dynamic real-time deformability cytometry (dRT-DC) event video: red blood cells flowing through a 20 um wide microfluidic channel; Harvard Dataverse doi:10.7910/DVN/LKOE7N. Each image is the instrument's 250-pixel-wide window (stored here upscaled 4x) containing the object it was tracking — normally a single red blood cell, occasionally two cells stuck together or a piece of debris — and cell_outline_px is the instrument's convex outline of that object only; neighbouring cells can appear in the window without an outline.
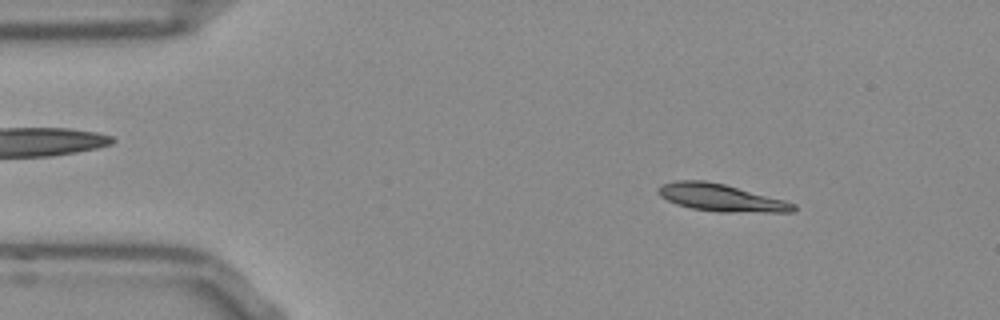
{"species": "Egyptian fruit bat (a non-hibernating species)", "species_latin": "Rousettus aegyptiacus", "temperature_condition": "room temperature", "stored_images_in_passage": 51, "camera_frame_rate_fps": 3000, "um_per_image_px": 0.085, "frame": {"image": 1, "passage_image": 6, "time_ms": 1.667, "image_size_px": [1000, 320], "cell_outline_px": [[796, 212], [716, 212], [692, 208], [676, 204], [660, 196], [656, 192], [656, 188], [664, 184], [676, 180], [704, 180], [724, 184], [784, 200], [796, 204]], "centroid_in_image_um": [61.27, 16.81], "position_along_channel_um": 23.7, "area_um2": 21.5}}
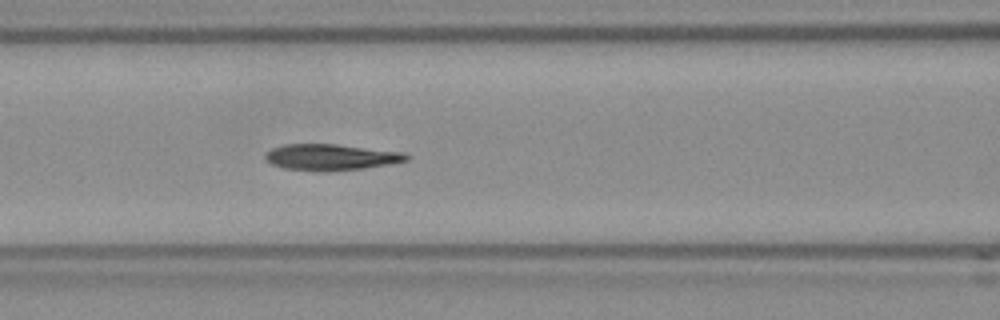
{"frame": {"image": 2, "passage_image": 20, "time_ms": 6.333, "image_size_px": [1000, 320], "cell_outline_px": [[408, 160], [388, 164], [364, 168], [328, 172], [316, 172], [284, 168], [272, 164], [264, 156], [272, 148], [284, 144], [336, 144], [404, 152], [408, 156]], "centroid_in_image_um": [28.12, 13.37], "position_along_channel_um": 138.5, "area_um2": 21.56}}
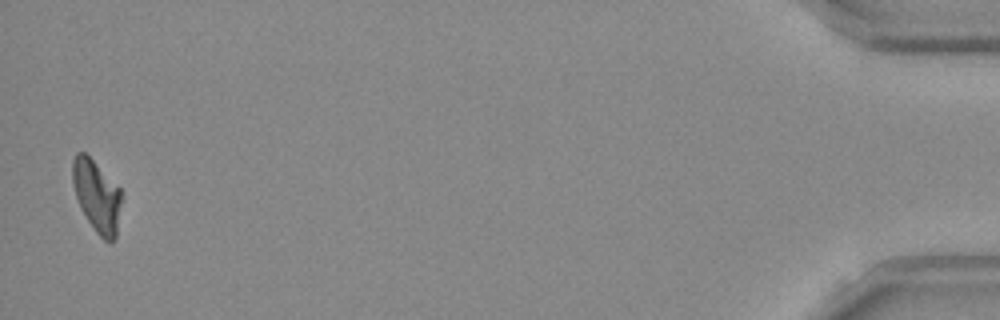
{"frame": {"image": 3, "passage_image": 50, "time_ms": 16.333, "image_size_px": [1000, 320], "cell_outline_px": [[120, 204], [116, 236], [112, 240], [104, 240], [96, 232], [80, 208], [72, 184], [72, 160], [76, 152], [84, 152], [120, 188]], "centroid_in_image_um": [8.18, 16.63], "position_along_channel_um": 427.0, "area_um2": 20.0}, "authors_computed_cell_mechanics": {"area_um2": 21.1548, "velocity_mm_per_s": 3.8485, "shape_relaxation_time_tau1_ms": 5.0922, "shape_relaxation_time_tau2_ms": 5.5168, "deformation_change_tau1": 0.1855, "deformation_change_tau2": 0.1199}}